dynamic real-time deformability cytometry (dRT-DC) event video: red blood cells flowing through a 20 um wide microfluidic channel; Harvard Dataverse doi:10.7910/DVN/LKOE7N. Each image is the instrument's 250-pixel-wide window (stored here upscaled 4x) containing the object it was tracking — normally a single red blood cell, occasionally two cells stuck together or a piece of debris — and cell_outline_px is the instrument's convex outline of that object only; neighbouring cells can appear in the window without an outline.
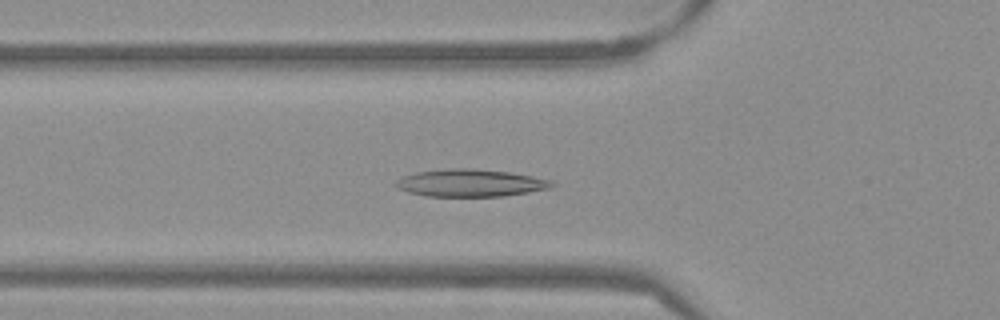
{"species": "Egyptian fruit bat (a non-hibernating species)", "species_latin": "Rousettus aegyptiacus", "temperature_condition": "warm", "stored_images_in_passage": 50, "camera_frame_rate_fps": 3000, "um_per_image_px": 0.085, "frame": {"image": 1, "passage_image": 16, "time_ms": 5.0, "image_size_px": [1000, 320], "cell_outline_px": [[556, 184], [552, 188], [504, 196], [428, 196], [408, 192], [396, 188], [392, 184], [396, 180], [404, 176], [416, 172], [448, 168], [476, 168], [508, 172], [532, 176], [552, 180]], "centroid_in_image_um": [39.98, 15.55], "position_along_channel_um": 85.8, "area_um2": 25.09}}
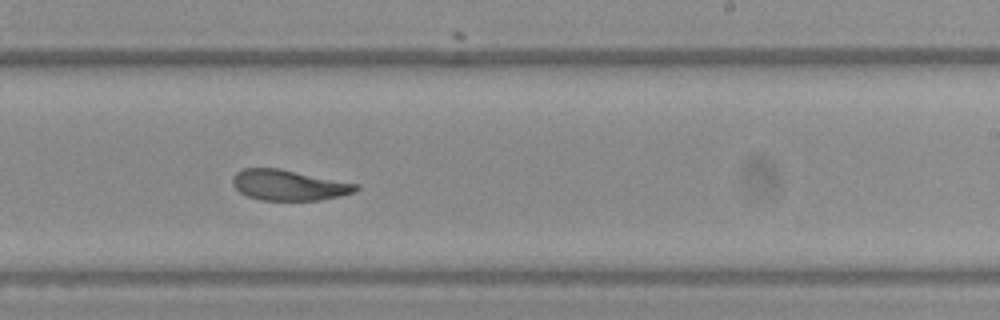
{"frame": {"image": 2, "passage_image": 30, "time_ms": 9.667, "image_size_px": [1000, 320], "cell_outline_px": [[360, 188], [352, 192], [340, 196], [320, 200], [260, 200], [248, 196], [240, 192], [232, 184], [232, 176], [236, 172], [244, 168], [280, 168], [360, 184]], "centroid_in_image_um": [24.55, 15.73], "position_along_channel_um": 264.5, "area_um2": 22.08}}
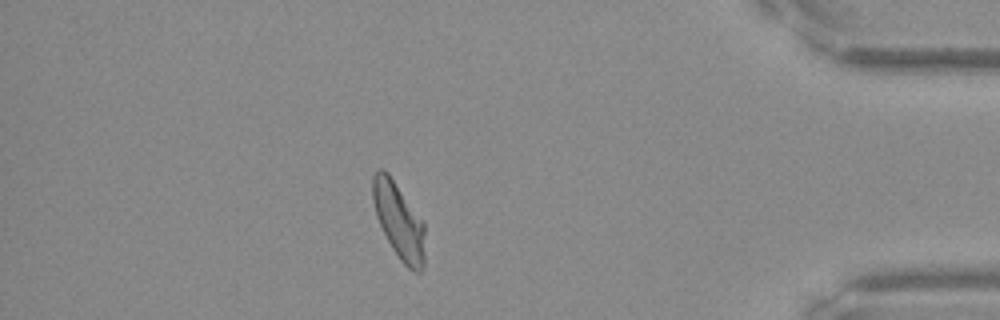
{"frame": {"image": 3, "passage_image": 44, "time_ms": 14.333, "image_size_px": [1000, 320], "cell_outline_px": [[424, 268], [420, 272], [412, 272], [400, 260], [392, 248], [376, 216], [372, 200], [372, 176], [376, 168], [384, 168], [388, 172], [424, 224]], "centroid_in_image_um": [33.88, 18.76], "position_along_channel_um": 401.3, "area_um2": 23.0}, "authors_computed_cell_mechanics": {"area_um2": 23.3801, "velocity_mm_per_s": 3.8129, "shape_relaxation_time_tau1_ms": 7.0215, "shape_relaxation_time_tau2_ms": 1.6803, "deformation_change_tau1": 0.1899, "deformation_change_tau2": 0.0655}}